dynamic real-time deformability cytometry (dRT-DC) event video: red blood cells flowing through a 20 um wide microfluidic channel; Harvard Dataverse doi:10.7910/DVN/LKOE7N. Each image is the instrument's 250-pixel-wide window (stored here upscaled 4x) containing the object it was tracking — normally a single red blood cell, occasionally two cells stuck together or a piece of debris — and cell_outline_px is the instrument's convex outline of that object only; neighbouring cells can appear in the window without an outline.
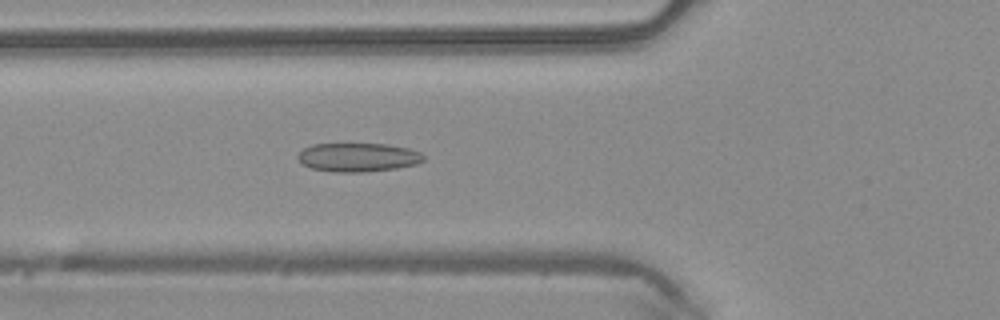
{"species": "common noctule bat (a hibernating species)", "species_latin": "Nyctalus noctula", "temperature_condition": "warm", "stored_images_in_passage": 49, "camera_frame_rate_fps": 3000, "um_per_image_px": 0.085, "animal": {"sex": "male", "body_mass_g": 20.4}, "frame": {"image": 1, "passage_image": 18, "time_ms": 5.667, "image_size_px": [1000, 320], "cell_outline_px": [[424, 160], [416, 164], [396, 168], [364, 172], [332, 172], [312, 168], [304, 164], [296, 156], [304, 148], [312, 144], [388, 144], [408, 148], [420, 152], [424, 156]], "centroid_in_image_um": [30.44, 13.37], "position_along_channel_um": 95.4, "area_um2": 20.98}}
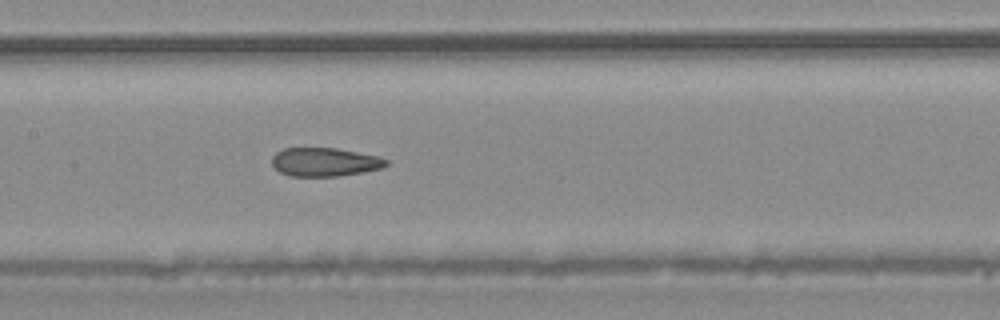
{"frame": {"image": 2, "passage_image": 24, "time_ms": 7.667, "image_size_px": [1000, 320], "cell_outline_px": [[388, 164], [384, 168], [340, 176], [288, 176], [280, 172], [272, 164], [272, 156], [276, 152], [284, 148], [336, 148], [380, 156], [388, 160]], "centroid_in_image_um": [27.62, 13.77], "position_along_channel_um": 179.8, "area_um2": 19.19}}
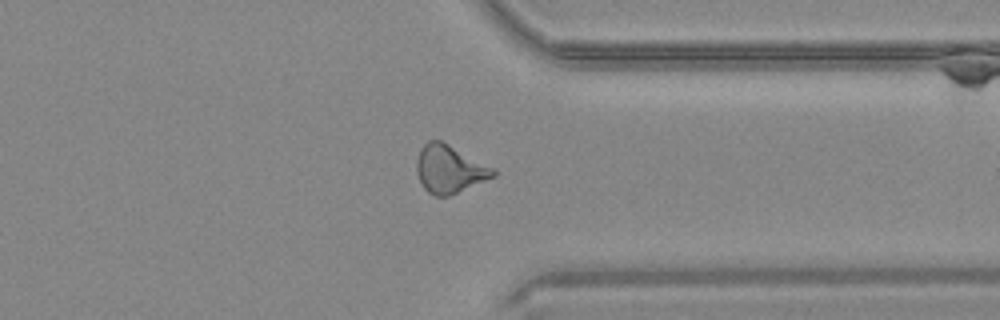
{"frame": {"image": 3, "passage_image": 38, "time_ms": 12.333, "image_size_px": [1000, 320], "cell_outline_px": [[496, 176], [448, 196], [436, 196], [428, 192], [424, 188], [416, 172], [416, 160], [420, 148], [428, 140], [440, 140], [496, 168]], "centroid_in_image_um": [38.21, 14.36], "position_along_channel_um": 373.2, "area_um2": 21.39}, "authors_computed_cell_mechanics": {"area_um2": 20.9236, "velocity_mm_per_s": 4.1926, "shape_relaxation_time_tau1_ms": null, "shape_relaxation_time_tau2_ms": 1.3378, "deformation_change_tau1": null, "deformation_change_tau2": 0.0972}}